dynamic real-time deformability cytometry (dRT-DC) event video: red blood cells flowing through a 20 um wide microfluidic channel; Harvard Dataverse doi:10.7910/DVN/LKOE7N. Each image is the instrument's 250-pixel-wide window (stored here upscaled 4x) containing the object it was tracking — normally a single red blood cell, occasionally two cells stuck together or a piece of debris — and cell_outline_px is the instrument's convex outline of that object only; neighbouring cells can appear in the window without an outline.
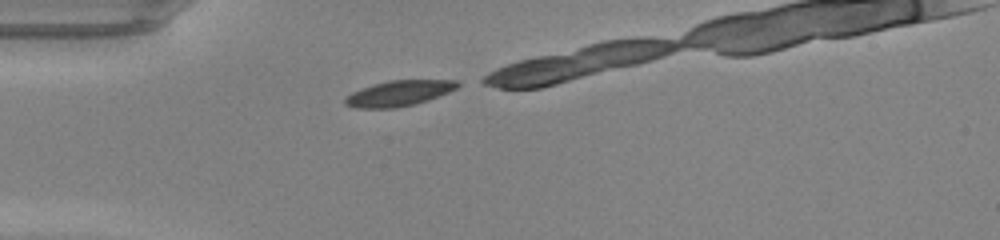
{"species": "common noctule bat (a hibernating species)", "species_latin": "Nyctalus noctula", "temperature_condition": "warm", "stored_images_in_passage": 8, "camera_frame_rate_fps": 3000, "um_per_image_px": 0.085, "animal": {"sex": "male", "body_mass_g": 20.0, "forearm_length_mm": 53.3}, "frame": {"image": 1, "passage_image": 1, "time_ms": 0.0, "image_size_px": [1000, 240], "cell_outline_px": [[460, 84], [456, 88], [448, 92], [428, 100], [396, 108], [356, 108], [344, 104], [344, 96], [360, 88], [388, 80], [460, 80]], "centroid_in_image_um": [33.87, 7.92], "position_along_channel_um": 51.1, "area_um2": 16.76}}
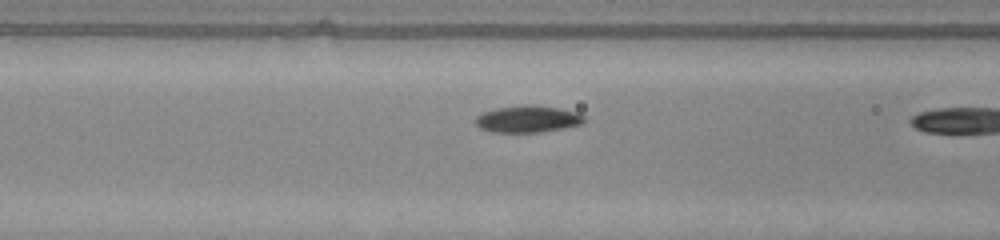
{"frame": {"image": 2, "passage_image": 7, "time_ms": 2.0, "image_size_px": [1000, 240], "cell_outline_px": [[588, 120], [584, 124], [564, 128], [540, 132], [492, 132], [480, 128], [476, 124], [476, 116], [484, 112], [496, 108], [524, 104], [536, 104], [560, 108], [580, 112]], "centroid_in_image_um": [44.94, 10.1], "position_along_channel_um": 121.7, "area_um2": 17.4}}